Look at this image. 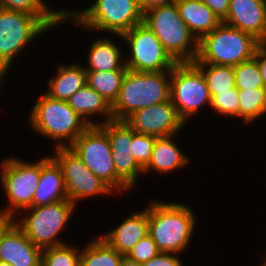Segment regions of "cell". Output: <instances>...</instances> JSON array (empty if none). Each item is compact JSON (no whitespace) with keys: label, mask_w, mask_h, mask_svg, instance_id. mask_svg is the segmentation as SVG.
Masks as SVG:
<instances>
[{"label":"cell","mask_w":266,"mask_h":266,"mask_svg":"<svg viewBox=\"0 0 266 266\" xmlns=\"http://www.w3.org/2000/svg\"><path fill=\"white\" fill-rule=\"evenodd\" d=\"M187 205L157 199L149 202L148 234L160 252L182 254L189 248L198 217Z\"/></svg>","instance_id":"1"},{"label":"cell","mask_w":266,"mask_h":266,"mask_svg":"<svg viewBox=\"0 0 266 266\" xmlns=\"http://www.w3.org/2000/svg\"><path fill=\"white\" fill-rule=\"evenodd\" d=\"M69 21L84 31L122 35L143 22L138 0H93L80 10L67 9L62 24ZM78 24V25H77Z\"/></svg>","instance_id":"2"},{"label":"cell","mask_w":266,"mask_h":266,"mask_svg":"<svg viewBox=\"0 0 266 266\" xmlns=\"http://www.w3.org/2000/svg\"><path fill=\"white\" fill-rule=\"evenodd\" d=\"M28 114L30 127L37 134L53 140L54 149L70 147L90 126L67 101L51 98L42 92Z\"/></svg>","instance_id":"3"},{"label":"cell","mask_w":266,"mask_h":266,"mask_svg":"<svg viewBox=\"0 0 266 266\" xmlns=\"http://www.w3.org/2000/svg\"><path fill=\"white\" fill-rule=\"evenodd\" d=\"M171 100V70L135 72L128 70L119 94L111 105L113 120L123 121L132 112Z\"/></svg>","instance_id":"4"},{"label":"cell","mask_w":266,"mask_h":266,"mask_svg":"<svg viewBox=\"0 0 266 266\" xmlns=\"http://www.w3.org/2000/svg\"><path fill=\"white\" fill-rule=\"evenodd\" d=\"M147 25L177 62H193L198 55L199 41L181 18L176 4L155 7L143 14Z\"/></svg>","instance_id":"5"},{"label":"cell","mask_w":266,"mask_h":266,"mask_svg":"<svg viewBox=\"0 0 266 266\" xmlns=\"http://www.w3.org/2000/svg\"><path fill=\"white\" fill-rule=\"evenodd\" d=\"M76 206L69 200L54 204L30 207L15 217V224L28 239L41 249L65 243L60 234L70 222ZM20 215L22 218H20ZM65 227V228H64Z\"/></svg>","instance_id":"6"},{"label":"cell","mask_w":266,"mask_h":266,"mask_svg":"<svg viewBox=\"0 0 266 266\" xmlns=\"http://www.w3.org/2000/svg\"><path fill=\"white\" fill-rule=\"evenodd\" d=\"M259 44L252 35L221 23L199 41L193 62L234 67L252 59Z\"/></svg>","instance_id":"7"},{"label":"cell","mask_w":266,"mask_h":266,"mask_svg":"<svg viewBox=\"0 0 266 266\" xmlns=\"http://www.w3.org/2000/svg\"><path fill=\"white\" fill-rule=\"evenodd\" d=\"M69 148L115 194L133 191L116 173L110 141L100 126H89Z\"/></svg>","instance_id":"8"},{"label":"cell","mask_w":266,"mask_h":266,"mask_svg":"<svg viewBox=\"0 0 266 266\" xmlns=\"http://www.w3.org/2000/svg\"><path fill=\"white\" fill-rule=\"evenodd\" d=\"M48 31L35 16L0 8V76L4 80L15 58Z\"/></svg>","instance_id":"9"},{"label":"cell","mask_w":266,"mask_h":266,"mask_svg":"<svg viewBox=\"0 0 266 266\" xmlns=\"http://www.w3.org/2000/svg\"><path fill=\"white\" fill-rule=\"evenodd\" d=\"M39 179L40 159L33 163L13 155L2 159L0 185L4 189L7 205L6 208L0 206V212L16 217L22 210L32 207Z\"/></svg>","instance_id":"10"},{"label":"cell","mask_w":266,"mask_h":266,"mask_svg":"<svg viewBox=\"0 0 266 266\" xmlns=\"http://www.w3.org/2000/svg\"><path fill=\"white\" fill-rule=\"evenodd\" d=\"M122 39L129 48L124 54L125 65L128 70L135 72L170 71L177 62L165 50L153 31L143 22L132 27L122 35H115Z\"/></svg>","instance_id":"11"},{"label":"cell","mask_w":266,"mask_h":266,"mask_svg":"<svg viewBox=\"0 0 266 266\" xmlns=\"http://www.w3.org/2000/svg\"><path fill=\"white\" fill-rule=\"evenodd\" d=\"M171 101L187 125L202 108L211 104L207 82L193 62L177 63L171 70Z\"/></svg>","instance_id":"12"},{"label":"cell","mask_w":266,"mask_h":266,"mask_svg":"<svg viewBox=\"0 0 266 266\" xmlns=\"http://www.w3.org/2000/svg\"><path fill=\"white\" fill-rule=\"evenodd\" d=\"M54 151L50 156L61 167L68 199L75 206H79L77 204H81L83 199L116 195L69 147L55 148Z\"/></svg>","instance_id":"13"},{"label":"cell","mask_w":266,"mask_h":266,"mask_svg":"<svg viewBox=\"0 0 266 266\" xmlns=\"http://www.w3.org/2000/svg\"><path fill=\"white\" fill-rule=\"evenodd\" d=\"M123 121L136 133L157 138L179 135L186 126L171 100L138 109Z\"/></svg>","instance_id":"14"},{"label":"cell","mask_w":266,"mask_h":266,"mask_svg":"<svg viewBox=\"0 0 266 266\" xmlns=\"http://www.w3.org/2000/svg\"><path fill=\"white\" fill-rule=\"evenodd\" d=\"M110 141L116 173L132 188L138 185V178L144 177L143 169L132 155V129L124 121H110L99 125Z\"/></svg>","instance_id":"15"},{"label":"cell","mask_w":266,"mask_h":266,"mask_svg":"<svg viewBox=\"0 0 266 266\" xmlns=\"http://www.w3.org/2000/svg\"><path fill=\"white\" fill-rule=\"evenodd\" d=\"M222 23L266 43V0H230L227 17Z\"/></svg>","instance_id":"16"},{"label":"cell","mask_w":266,"mask_h":266,"mask_svg":"<svg viewBox=\"0 0 266 266\" xmlns=\"http://www.w3.org/2000/svg\"><path fill=\"white\" fill-rule=\"evenodd\" d=\"M128 213L125 219L116 227L99 236L112 246L118 253L126 256L127 253L148 234L149 203L148 207Z\"/></svg>","instance_id":"17"},{"label":"cell","mask_w":266,"mask_h":266,"mask_svg":"<svg viewBox=\"0 0 266 266\" xmlns=\"http://www.w3.org/2000/svg\"><path fill=\"white\" fill-rule=\"evenodd\" d=\"M42 249L14 223L0 241V261L12 266H41Z\"/></svg>","instance_id":"18"},{"label":"cell","mask_w":266,"mask_h":266,"mask_svg":"<svg viewBox=\"0 0 266 266\" xmlns=\"http://www.w3.org/2000/svg\"><path fill=\"white\" fill-rule=\"evenodd\" d=\"M66 185L61 167L49 155L40 159V179L34 192L32 207L67 200Z\"/></svg>","instance_id":"19"},{"label":"cell","mask_w":266,"mask_h":266,"mask_svg":"<svg viewBox=\"0 0 266 266\" xmlns=\"http://www.w3.org/2000/svg\"><path fill=\"white\" fill-rule=\"evenodd\" d=\"M176 136L178 135L156 138L150 162L143 169L144 175L155 172L164 176L170 175L173 171L176 173L183 167L186 169L190 163V156L188 157L175 142L174 138H178Z\"/></svg>","instance_id":"20"},{"label":"cell","mask_w":266,"mask_h":266,"mask_svg":"<svg viewBox=\"0 0 266 266\" xmlns=\"http://www.w3.org/2000/svg\"><path fill=\"white\" fill-rule=\"evenodd\" d=\"M89 46L85 71L108 72L119 69H128L125 65V57L122 46H118L115 40L102 35L94 39ZM114 40V41H113Z\"/></svg>","instance_id":"21"},{"label":"cell","mask_w":266,"mask_h":266,"mask_svg":"<svg viewBox=\"0 0 266 266\" xmlns=\"http://www.w3.org/2000/svg\"><path fill=\"white\" fill-rule=\"evenodd\" d=\"M67 102L90 126H99L113 121L111 105L88 84L81 87ZM95 115L98 121L99 116H103L101 121L97 122Z\"/></svg>","instance_id":"22"},{"label":"cell","mask_w":266,"mask_h":266,"mask_svg":"<svg viewBox=\"0 0 266 266\" xmlns=\"http://www.w3.org/2000/svg\"><path fill=\"white\" fill-rule=\"evenodd\" d=\"M48 78L44 93L61 101H68L73 94L87 84L84 65L77 61L68 65L60 63L52 77Z\"/></svg>","instance_id":"23"},{"label":"cell","mask_w":266,"mask_h":266,"mask_svg":"<svg viewBox=\"0 0 266 266\" xmlns=\"http://www.w3.org/2000/svg\"><path fill=\"white\" fill-rule=\"evenodd\" d=\"M176 6L181 18L198 41L222 23L221 19L201 0H184L178 2Z\"/></svg>","instance_id":"24"},{"label":"cell","mask_w":266,"mask_h":266,"mask_svg":"<svg viewBox=\"0 0 266 266\" xmlns=\"http://www.w3.org/2000/svg\"><path fill=\"white\" fill-rule=\"evenodd\" d=\"M0 8L23 12L38 18L49 30L62 25L67 8H51L45 0H0ZM52 28V29H51Z\"/></svg>","instance_id":"25"},{"label":"cell","mask_w":266,"mask_h":266,"mask_svg":"<svg viewBox=\"0 0 266 266\" xmlns=\"http://www.w3.org/2000/svg\"><path fill=\"white\" fill-rule=\"evenodd\" d=\"M96 236L81 248L80 266H119L124 255Z\"/></svg>","instance_id":"26"},{"label":"cell","mask_w":266,"mask_h":266,"mask_svg":"<svg viewBox=\"0 0 266 266\" xmlns=\"http://www.w3.org/2000/svg\"><path fill=\"white\" fill-rule=\"evenodd\" d=\"M128 69H119L108 72L86 71L87 84L100 94L110 105L118 97L124 76Z\"/></svg>","instance_id":"27"},{"label":"cell","mask_w":266,"mask_h":266,"mask_svg":"<svg viewBox=\"0 0 266 266\" xmlns=\"http://www.w3.org/2000/svg\"><path fill=\"white\" fill-rule=\"evenodd\" d=\"M202 72L207 82L210 96L231 92L235 88L234 70L232 66L193 62Z\"/></svg>","instance_id":"28"},{"label":"cell","mask_w":266,"mask_h":266,"mask_svg":"<svg viewBox=\"0 0 266 266\" xmlns=\"http://www.w3.org/2000/svg\"><path fill=\"white\" fill-rule=\"evenodd\" d=\"M239 119L249 125L266 115V87L238 90Z\"/></svg>","instance_id":"29"},{"label":"cell","mask_w":266,"mask_h":266,"mask_svg":"<svg viewBox=\"0 0 266 266\" xmlns=\"http://www.w3.org/2000/svg\"><path fill=\"white\" fill-rule=\"evenodd\" d=\"M81 248L68 243L42 249L41 266H80Z\"/></svg>","instance_id":"30"},{"label":"cell","mask_w":266,"mask_h":266,"mask_svg":"<svg viewBox=\"0 0 266 266\" xmlns=\"http://www.w3.org/2000/svg\"><path fill=\"white\" fill-rule=\"evenodd\" d=\"M235 86L238 90L264 87L257 60L252 59L233 67Z\"/></svg>","instance_id":"31"},{"label":"cell","mask_w":266,"mask_h":266,"mask_svg":"<svg viewBox=\"0 0 266 266\" xmlns=\"http://www.w3.org/2000/svg\"><path fill=\"white\" fill-rule=\"evenodd\" d=\"M239 94L235 87L231 92L220 93L219 95L211 96L210 109L212 112L218 113L223 117L239 118Z\"/></svg>","instance_id":"32"},{"label":"cell","mask_w":266,"mask_h":266,"mask_svg":"<svg viewBox=\"0 0 266 266\" xmlns=\"http://www.w3.org/2000/svg\"><path fill=\"white\" fill-rule=\"evenodd\" d=\"M156 138L155 136L136 133L132 129L131 153L142 169L150 162Z\"/></svg>","instance_id":"33"},{"label":"cell","mask_w":266,"mask_h":266,"mask_svg":"<svg viewBox=\"0 0 266 266\" xmlns=\"http://www.w3.org/2000/svg\"><path fill=\"white\" fill-rule=\"evenodd\" d=\"M160 253L157 244L152 237L147 234L144 238L127 253V257L139 263H145Z\"/></svg>","instance_id":"34"},{"label":"cell","mask_w":266,"mask_h":266,"mask_svg":"<svg viewBox=\"0 0 266 266\" xmlns=\"http://www.w3.org/2000/svg\"><path fill=\"white\" fill-rule=\"evenodd\" d=\"M180 258V254L160 252L157 256L143 263V266H184Z\"/></svg>","instance_id":"35"},{"label":"cell","mask_w":266,"mask_h":266,"mask_svg":"<svg viewBox=\"0 0 266 266\" xmlns=\"http://www.w3.org/2000/svg\"><path fill=\"white\" fill-rule=\"evenodd\" d=\"M223 21L227 17L230 0H201Z\"/></svg>","instance_id":"36"},{"label":"cell","mask_w":266,"mask_h":266,"mask_svg":"<svg viewBox=\"0 0 266 266\" xmlns=\"http://www.w3.org/2000/svg\"><path fill=\"white\" fill-rule=\"evenodd\" d=\"M254 58L258 62L259 71L266 87V43H260L256 48Z\"/></svg>","instance_id":"37"},{"label":"cell","mask_w":266,"mask_h":266,"mask_svg":"<svg viewBox=\"0 0 266 266\" xmlns=\"http://www.w3.org/2000/svg\"><path fill=\"white\" fill-rule=\"evenodd\" d=\"M138 3L141 12L144 14L152 8L171 4V0H138Z\"/></svg>","instance_id":"38"},{"label":"cell","mask_w":266,"mask_h":266,"mask_svg":"<svg viewBox=\"0 0 266 266\" xmlns=\"http://www.w3.org/2000/svg\"><path fill=\"white\" fill-rule=\"evenodd\" d=\"M15 223V217L0 212V241L5 232Z\"/></svg>","instance_id":"39"},{"label":"cell","mask_w":266,"mask_h":266,"mask_svg":"<svg viewBox=\"0 0 266 266\" xmlns=\"http://www.w3.org/2000/svg\"><path fill=\"white\" fill-rule=\"evenodd\" d=\"M119 266H143V263L133 261L129 259L127 256H123Z\"/></svg>","instance_id":"40"},{"label":"cell","mask_w":266,"mask_h":266,"mask_svg":"<svg viewBox=\"0 0 266 266\" xmlns=\"http://www.w3.org/2000/svg\"><path fill=\"white\" fill-rule=\"evenodd\" d=\"M263 254H264L262 256L263 259L261 260L262 262H261V264L259 266H266V253L263 252Z\"/></svg>","instance_id":"41"},{"label":"cell","mask_w":266,"mask_h":266,"mask_svg":"<svg viewBox=\"0 0 266 266\" xmlns=\"http://www.w3.org/2000/svg\"><path fill=\"white\" fill-rule=\"evenodd\" d=\"M4 81L6 82V80H4L1 76H0V89H2V85L4 86Z\"/></svg>","instance_id":"42"},{"label":"cell","mask_w":266,"mask_h":266,"mask_svg":"<svg viewBox=\"0 0 266 266\" xmlns=\"http://www.w3.org/2000/svg\"><path fill=\"white\" fill-rule=\"evenodd\" d=\"M0 266H12V265L7 262L0 261Z\"/></svg>","instance_id":"43"},{"label":"cell","mask_w":266,"mask_h":266,"mask_svg":"<svg viewBox=\"0 0 266 266\" xmlns=\"http://www.w3.org/2000/svg\"><path fill=\"white\" fill-rule=\"evenodd\" d=\"M181 1H184V0H171V3L177 4L178 2H181Z\"/></svg>","instance_id":"44"}]
</instances>
